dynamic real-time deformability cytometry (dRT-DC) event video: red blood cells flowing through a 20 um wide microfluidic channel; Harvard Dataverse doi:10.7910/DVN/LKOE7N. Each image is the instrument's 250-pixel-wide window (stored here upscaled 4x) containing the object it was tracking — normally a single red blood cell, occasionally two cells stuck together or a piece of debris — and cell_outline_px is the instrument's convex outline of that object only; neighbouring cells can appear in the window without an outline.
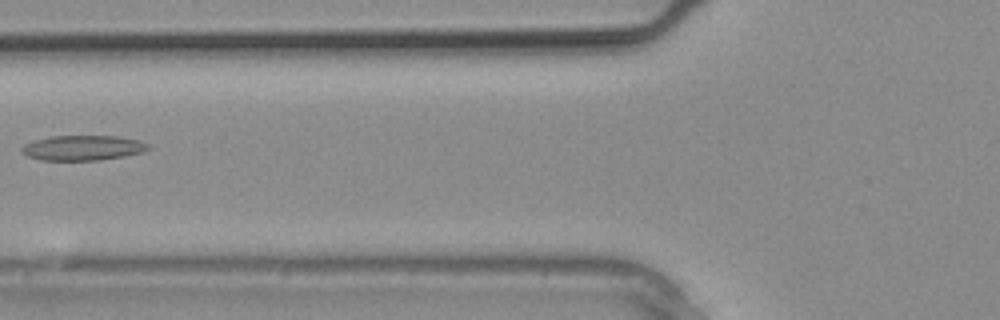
{"species": "common noctule bat (a hibernating species)", "species_latin": "Nyctalus noctula", "temperature_condition": "warm", "stored_images_in_passage": 7, "camera_frame_rate_fps": 3000, "um_per_image_px": 0.085, "animal": {"sex": "male", "body_mass_g": 20.4}, "frame": {"image": 1, "passage_image": 3, "time_ms": 0.667, "image_size_px": [1000, 320], "cell_outline_px": [[152, 148], [144, 152], [124, 156], [100, 160], [40, 160], [28, 156], [20, 152], [20, 148], [24, 144], [36, 140], [52, 136], [120, 136], [140, 140], [148, 144]], "centroid_in_image_um": [7.07, 12.57], "position_along_channel_um": 118.7, "area_um2": 18.61}}